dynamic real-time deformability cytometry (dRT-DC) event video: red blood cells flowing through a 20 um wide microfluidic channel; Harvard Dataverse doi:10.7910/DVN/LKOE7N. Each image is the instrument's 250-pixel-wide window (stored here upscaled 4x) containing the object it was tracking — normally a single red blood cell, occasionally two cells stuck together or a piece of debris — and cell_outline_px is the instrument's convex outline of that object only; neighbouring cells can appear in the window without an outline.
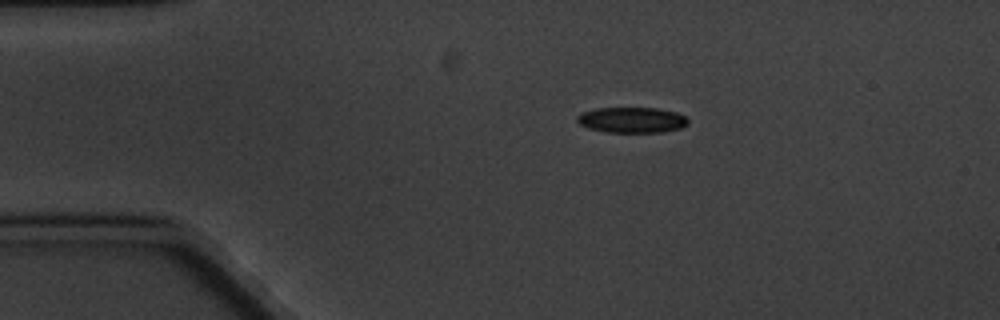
{"species": "common noctule bat (a hibernating species)", "species_latin": "Nyctalus noctula", "temperature_condition": "cold", "stored_images_in_passage": 2, "camera_frame_rate_fps": 3000, "um_per_image_px": 0.085, "animal": {"sex": "male", "body_mass_g": 20.1, "forearm_length_mm": 53.5}, "frame": {"image": 1, "passage_image": 1, "time_ms": 0.0, "image_size_px": [1000, 320], "cell_outline_px": [[688, 124], [680, 128], [660, 132], [608, 132], [588, 128], [580, 124], [576, 120], [576, 116], [584, 112], [596, 108], [656, 108], [676, 112], [684, 116], [688, 120]], "centroid_in_image_um": [53.7, 10.19], "position_along_channel_um": 31.3, "area_um2": 16.42}}